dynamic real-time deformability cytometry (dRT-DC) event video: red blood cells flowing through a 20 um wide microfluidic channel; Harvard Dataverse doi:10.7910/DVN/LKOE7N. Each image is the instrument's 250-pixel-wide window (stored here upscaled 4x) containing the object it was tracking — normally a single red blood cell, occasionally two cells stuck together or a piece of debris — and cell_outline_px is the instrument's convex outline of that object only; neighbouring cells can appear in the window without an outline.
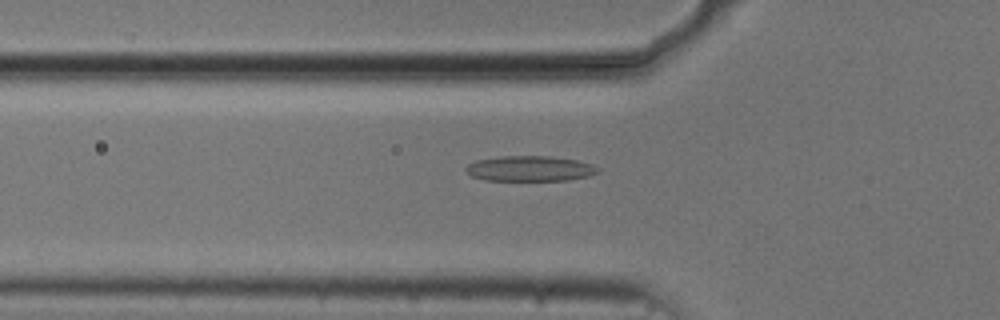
{"species": "common noctule bat (a hibernating species)", "species_latin": "Nyctalus noctula", "temperature_condition": "cold", "stored_images_in_passage": 54, "camera_frame_rate_fps": 3000, "um_per_image_px": 0.085, "animal": {"sex": "male", "body_mass_g": 20.5, "forearm_length_mm": 52.5}, "frame": {"image": 1, "passage_image": 18, "time_ms": 5.667, "image_size_px": [1000, 320], "cell_outline_px": [[600, 172], [588, 176], [568, 180], [484, 180], [472, 176], [464, 168], [468, 164], [476, 160], [500, 156], [548, 156], [576, 160], [592, 164], [600, 168]], "centroid_in_image_um": [45.05, 14.32], "position_along_channel_um": 80.7, "area_um2": 19.48}}
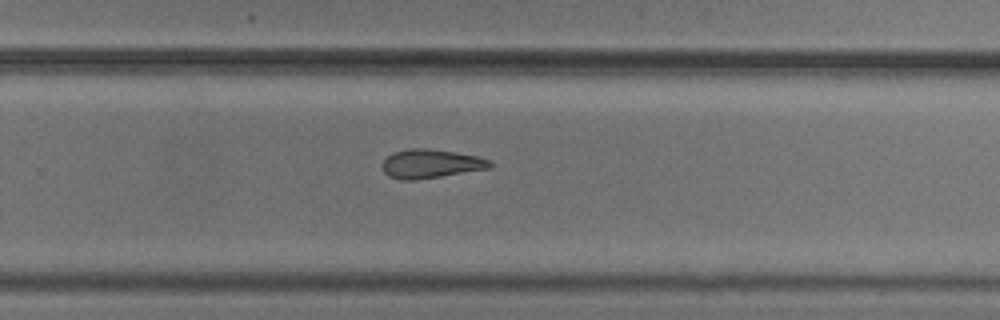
{"frame": {"image": 2, "passage_image": 35, "time_ms": 11.333, "image_size_px": [1000, 320], "cell_outline_px": [[496, 164], [488, 168], [416, 180], [400, 180], [388, 176], [384, 172], [384, 160], [392, 152], [408, 148], [428, 148], [456, 152], [480, 156], [492, 160]], "centroid_in_image_um": [36.65, 13.9], "position_along_channel_um": 293.1, "area_um2": 18.21}}
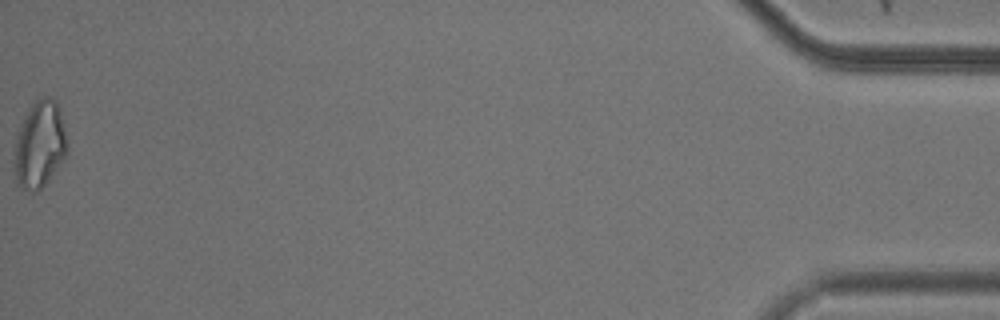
{"frame": {"image": 3, "passage_image": 54, "time_ms": 17.667, "image_size_px": [1000, 320], "cell_outline_px": [[68, 152], [48, 180], [36, 192], [32, 192], [24, 188], [20, 184], [16, 176], [16, 136], [20, 124], [28, 108], [36, 100], [44, 96], [48, 96], [56, 100], [60, 112]], "centroid_in_image_um": [3.38, 12.23], "position_along_channel_um": 431.8, "area_um2": 25.95}, "authors_computed_cell_mechanics": {"area_um2": 19.7098, "velocity_mm_per_s": 3.7408, "shape_relaxation_time_tau1_ms": null, "shape_relaxation_time_tau2_ms": 3.3272, "deformation_change_tau1": null, "deformation_change_tau2": 0.1112}}